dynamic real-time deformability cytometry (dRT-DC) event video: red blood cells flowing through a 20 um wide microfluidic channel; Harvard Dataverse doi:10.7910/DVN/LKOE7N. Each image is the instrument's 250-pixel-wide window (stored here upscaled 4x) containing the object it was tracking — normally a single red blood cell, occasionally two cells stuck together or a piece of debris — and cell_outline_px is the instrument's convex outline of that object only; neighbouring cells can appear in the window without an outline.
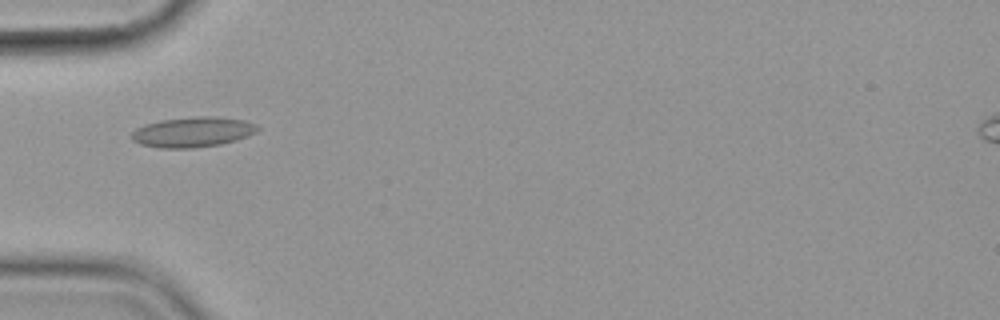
{"species": "common noctule bat (a hibernating species)", "species_latin": "Nyctalus noctula", "temperature_condition": "cold", "stored_images_in_passage": 8, "camera_frame_rate_fps": 3000, "um_per_image_px": 0.085, "animal": {"sex": "female", "body_mass_g": 19.9}, "frame": {"image": 1, "passage_image": 6, "time_ms": 6.0, "image_size_px": [1000, 320], "cell_outline_px": [[260, 128], [256, 132], [248, 136], [236, 140], [220, 144], [192, 148], [160, 148], [140, 144], [132, 140], [132, 132], [136, 128], [144, 124], [160, 120], [196, 116], [216, 116], [244, 120], [256, 124]], "centroid_in_image_um": [16.38, 11.21], "position_along_channel_um": 68.6, "area_um2": 22.25}}
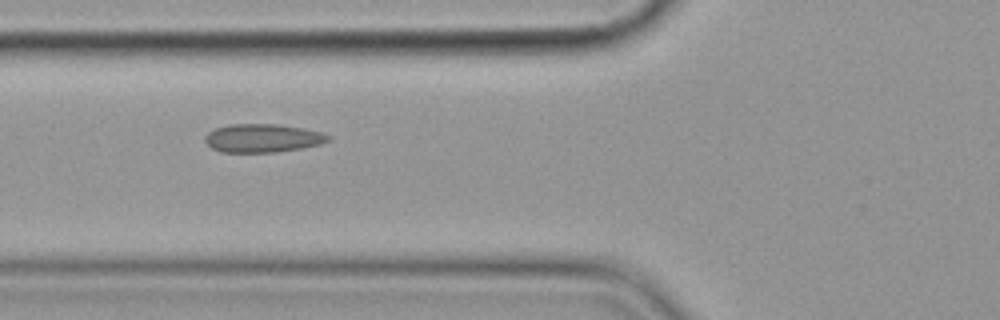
{"frame": {"image": 2, "passage_image": 7, "time_ms": 7.0, "image_size_px": [1000, 320], "cell_outline_px": [[332, 140], [320, 144], [300, 148], [276, 152], [220, 152], [212, 148], [204, 140], [204, 136], [208, 132], [216, 128], [228, 124], [276, 124], [304, 128], [320, 132], [332, 136]], "centroid_in_image_um": [22.33, 11.74], "position_along_channel_um": 103.5, "area_um2": 20.46}}
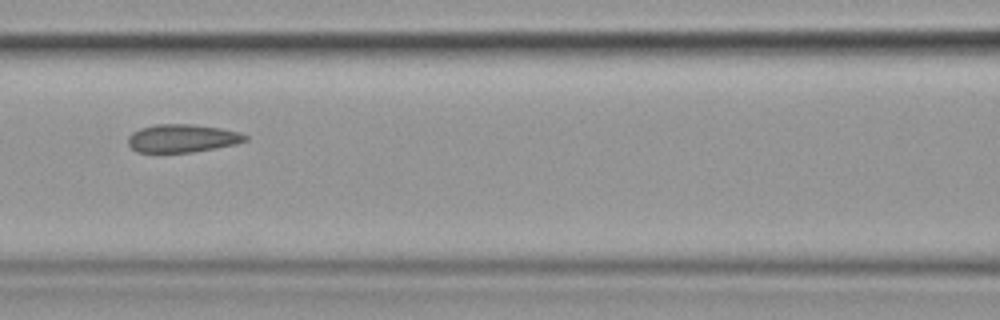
{"frame": {"image": 3, "passage_image": 8, "time_ms": 8.333, "image_size_px": [1000, 320], "cell_outline_px": [[248, 140], [236, 144], [192, 152], [136, 152], [128, 144], [128, 136], [132, 132], [140, 128], [156, 124], [192, 124], [220, 128], [240, 132], [248, 136]], "centroid_in_image_um": [15.49, 11.75], "position_along_channel_um": 151.1, "area_um2": 19.19}}